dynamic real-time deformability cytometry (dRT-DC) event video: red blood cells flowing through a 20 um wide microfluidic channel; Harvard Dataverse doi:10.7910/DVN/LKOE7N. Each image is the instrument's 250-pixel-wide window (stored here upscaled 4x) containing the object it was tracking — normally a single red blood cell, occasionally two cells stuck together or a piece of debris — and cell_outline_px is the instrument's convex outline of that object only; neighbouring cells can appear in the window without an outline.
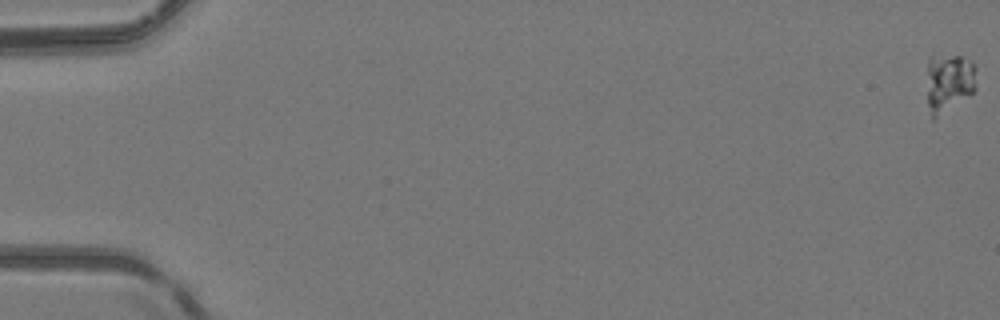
{"species": "common noctule bat (a hibernating species)", "species_latin": "Nyctalus noctula", "temperature_condition": "room temperature", "stored_images_in_passage": 54, "camera_frame_rate_fps": 3000, "um_per_image_px": 0.085, "animal": {"sex": "female", "body_mass_g": 24.6, "forearm_length_mm": 56.2}, "frame": {"image": 1, "passage_image": 1, "time_ms": 0.0, "image_size_px": [1000, 320], "cell_outline_px": [[976, 88], [972, 92], [932, 120], [928, 104], [928, 60], [932, 56], [960, 56], [972, 64], [976, 68]], "centroid_in_image_um": [80.65, 7.0], "position_along_channel_um": 4.3, "area_um2": 16.36}}
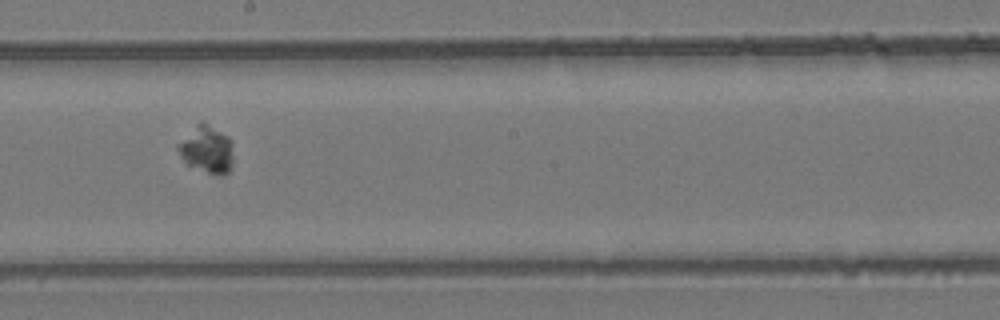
{"frame": {"image": 2, "passage_image": 32, "time_ms": 10.333, "image_size_px": [1000, 320], "cell_outline_px": [[232, 164], [228, 172], [224, 176], [220, 176], [208, 172], [188, 164], [180, 156], [176, 148], [176, 144], [200, 120], [228, 136], [232, 144]], "centroid_in_image_um": [17.56, 12.69], "position_along_channel_um": 230.6, "area_um2": 15.14}}
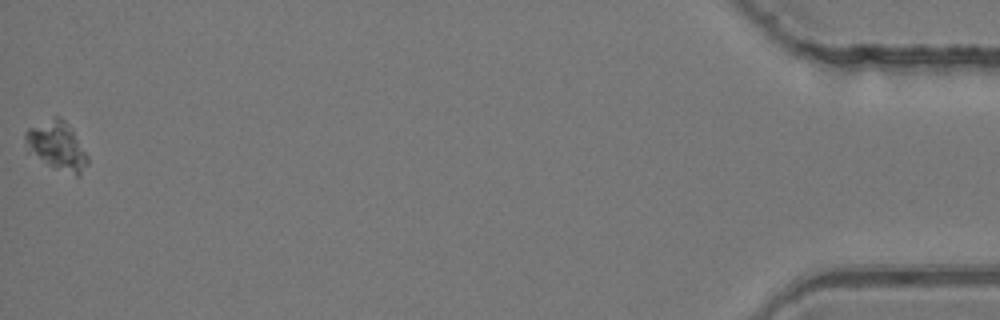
{"frame": {"image": 3, "passage_image": 54, "time_ms": 17.667, "image_size_px": [1000, 320], "cell_outline_px": [[88, 164], [80, 176], [76, 176], [56, 168], [48, 164], [28, 152], [24, 140], [24, 132], [28, 128], [52, 116], [60, 116], [72, 128], [88, 156]], "centroid_in_image_um": [4.83, 12.37], "position_along_channel_um": 430.4, "area_um2": 17.8}}